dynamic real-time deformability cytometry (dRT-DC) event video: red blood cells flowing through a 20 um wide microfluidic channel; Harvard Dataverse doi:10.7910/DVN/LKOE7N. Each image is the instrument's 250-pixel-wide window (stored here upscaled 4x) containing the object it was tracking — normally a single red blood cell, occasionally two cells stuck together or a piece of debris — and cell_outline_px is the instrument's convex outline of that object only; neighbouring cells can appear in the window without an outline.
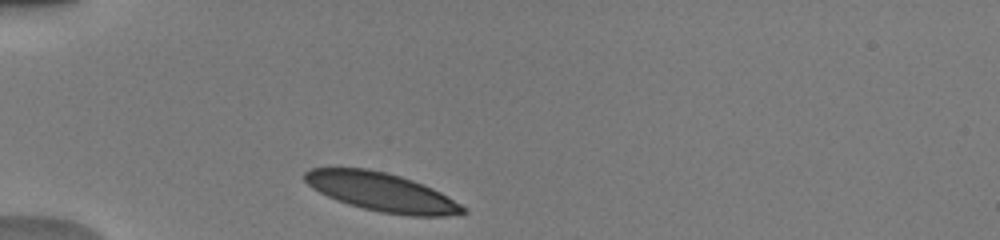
{"species": "human", "species_latin": "Homo sapiens", "temperature_condition": "warm", "stored_images_in_passage": 21, "camera_frame_rate_fps": 3000, "um_per_image_px": 0.085, "donor": {"sex": "male"}, "frame": {"image": 1, "passage_image": 1, "time_ms": 0.0, "image_size_px": [1000, 240], "cell_outline_px": [[468, 212], [444, 216], [408, 216], [380, 212], [348, 204], [336, 200], [312, 188], [304, 180], [304, 172], [312, 168], [368, 168], [388, 172], [424, 184], [440, 192], [460, 204]], "centroid_in_image_um": [32.42, 16.32], "position_along_channel_um": 52.6, "area_um2": 35.43}}
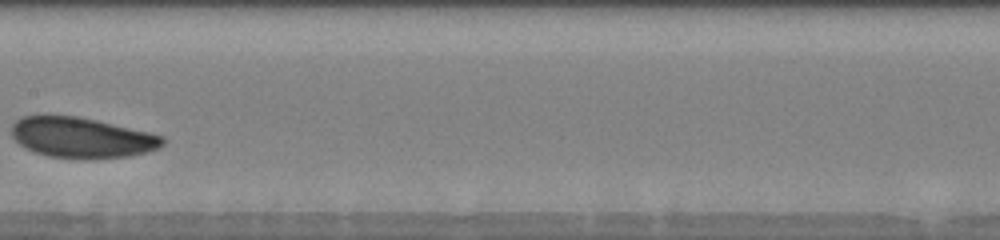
{"frame": {"image": 2, "passage_image": 9, "time_ms": 4.333, "image_size_px": [1000, 240], "cell_outline_px": [[164, 144], [160, 148], [128, 156], [92, 160], [84, 160], [48, 156], [32, 152], [24, 148], [12, 136], [12, 124], [16, 120], [24, 116], [76, 116], [96, 120], [148, 132], [164, 136]], "centroid_in_image_um": [6.94, 11.72], "position_along_channel_um": 200.5, "area_um2": 35.78}}
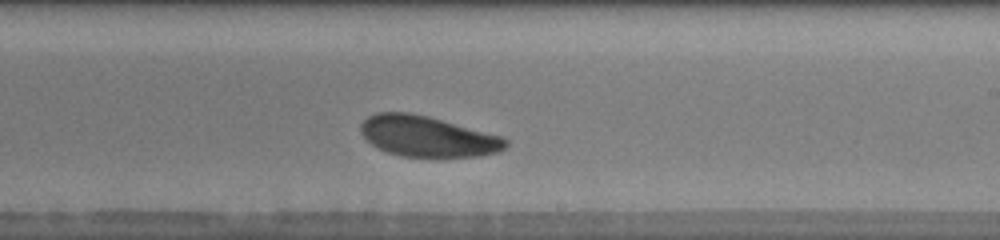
{"frame": {"image": 3, "passage_image": 12, "time_ms": 5.667, "image_size_px": [1000, 240], "cell_outline_px": [[508, 144], [500, 152], [480, 156], [440, 160], [432, 160], [400, 156], [388, 152], [372, 144], [360, 132], [360, 124], [368, 116], [376, 112], [408, 112], [428, 116], [504, 136], [508, 140]], "centroid_in_image_um": [36.4, 11.64], "position_along_channel_um": 252.6, "area_um2": 35.6}, "authors_computed_cell_mechanics": {"area_um2": 35.258, "velocity_mm_per_s": 3.9165, "shape_relaxation_time_tau1_ms": 2.2106, "shape_relaxation_time_tau2_ms": null, "deformation_change_tau1": 0.0801, "deformation_change_tau2": null}}